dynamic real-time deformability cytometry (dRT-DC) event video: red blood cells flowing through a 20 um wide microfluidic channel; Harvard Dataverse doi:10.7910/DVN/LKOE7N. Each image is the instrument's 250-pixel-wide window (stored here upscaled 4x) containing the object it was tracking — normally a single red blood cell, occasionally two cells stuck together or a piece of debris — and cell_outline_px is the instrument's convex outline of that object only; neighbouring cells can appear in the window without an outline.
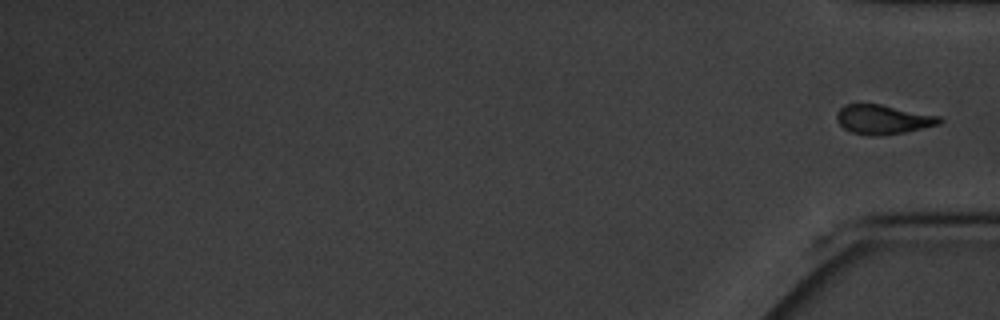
{"species": "common noctule bat (a hibernating species)", "species_latin": "Nyctalus noctula", "temperature_condition": "cold", "stored_images_in_passage": 18, "camera_frame_rate_fps": 3000, "um_per_image_px": 0.085, "animal": {"sex": "male", "body_mass_g": 20.1, "forearm_length_mm": 53.5}, "frame": {"image": 1, "passage_image": 18, "time_ms": 20.333, "image_size_px": [1000, 320], "cell_outline_px": [[944, 120], [940, 124], [904, 132], [880, 136], [868, 136], [852, 132], [844, 128], [836, 120], [836, 116], [840, 108], [844, 104], [880, 104], [940, 116]], "centroid_in_image_um": [75.06, 10.16], "position_along_channel_um": 360.1, "area_um2": 17.57}}